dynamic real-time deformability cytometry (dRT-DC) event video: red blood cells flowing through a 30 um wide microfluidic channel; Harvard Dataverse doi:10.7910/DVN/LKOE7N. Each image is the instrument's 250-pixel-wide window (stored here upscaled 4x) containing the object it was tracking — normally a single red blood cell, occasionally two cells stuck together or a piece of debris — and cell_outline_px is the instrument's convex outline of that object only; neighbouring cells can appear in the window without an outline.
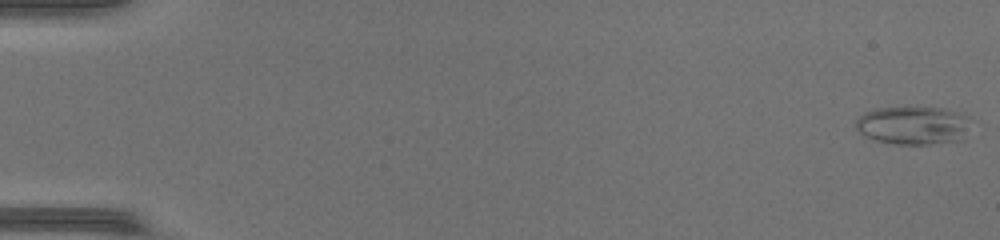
{"species": "common noctule bat (a hibernating species)", "species_latin": "Nyctalus noctula", "temperature_condition": "warm", "stored_images_in_passage": 48, "camera_frame_rate_fps": 3000, "um_per_image_px": 0.085, "animal": {"sex": "female", "body_mass_g": 17.0, "forearm_length_mm": 48.0}, "frame": {"image": 1, "passage_image": 1, "time_ms": 0.0, "image_size_px": [1000, 240], "cell_outline_px": [[964, 116], [960, 140], [928, 144], [896, 144], [876, 140], [864, 136], [856, 128], [856, 120], [864, 112], [876, 108], [904, 104], [944, 108], [960, 112]], "centroid_in_image_um": [77.45, 10.59], "position_along_channel_um": 7.5, "area_um2": 25.61}}
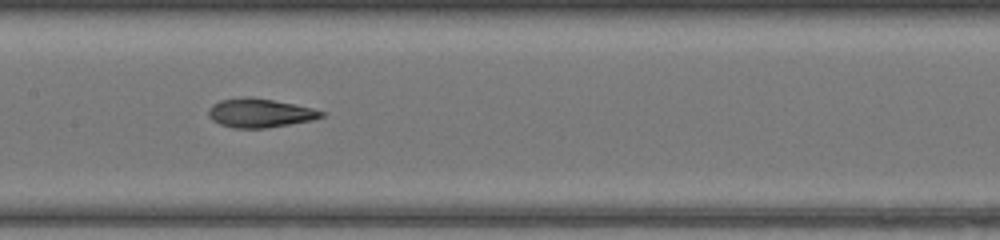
{"frame": {"image": 2, "passage_image": 25, "time_ms": 8.0, "image_size_px": [1000, 240], "cell_outline_px": [[324, 116], [312, 120], [268, 128], [236, 128], [220, 124], [212, 120], [208, 116], [208, 108], [212, 104], [220, 100], [248, 96], [296, 104], [312, 108], [324, 112]], "centroid_in_image_um": [22.07, 9.6], "position_along_channel_um": 185.3, "area_um2": 19.02}}
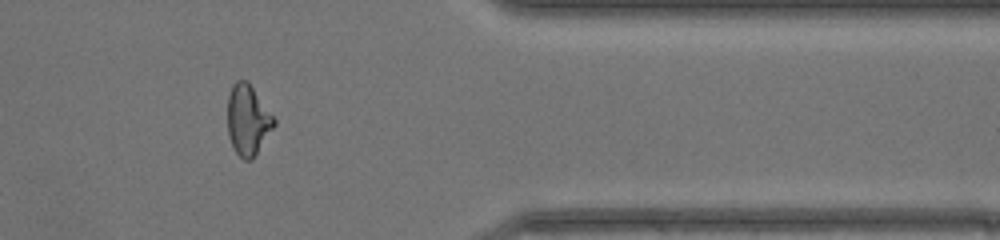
{"frame": {"image": 3, "passage_image": 40, "time_ms": 13.0, "image_size_px": [1000, 240], "cell_outline_px": [[276, 124], [252, 160], [244, 160], [236, 152], [228, 136], [228, 96], [232, 84], [236, 80], [248, 80], [276, 120]], "centroid_in_image_um": [21.07, 10.18], "position_along_channel_um": 390.3, "area_um2": 19.07}, "authors_computed_cell_mechanics": {"area_um2": 19.6231, "velocity_mm_per_s": 4.4265, "shape_relaxation_time_tau1_ms": null, "shape_relaxation_time_tau2_ms": 1.5842, "deformation_change_tau1": null, "deformation_change_tau2": 0.0778}}